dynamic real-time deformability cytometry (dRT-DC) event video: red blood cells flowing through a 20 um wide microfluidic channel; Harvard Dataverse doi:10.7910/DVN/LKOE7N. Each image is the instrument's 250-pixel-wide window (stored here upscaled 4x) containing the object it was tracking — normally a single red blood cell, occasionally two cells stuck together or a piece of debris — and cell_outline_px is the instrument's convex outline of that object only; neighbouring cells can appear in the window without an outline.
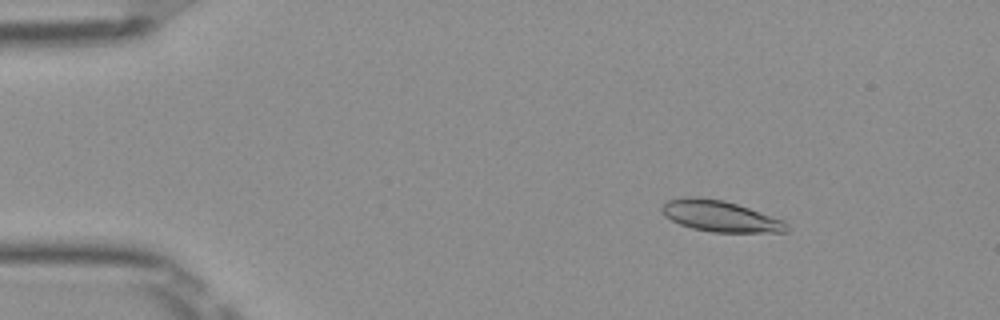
{"species": "Egyptian fruit bat (a non-hibernating species)", "species_latin": "Rousettus aegyptiacus", "temperature_condition": "room temperature", "stored_images_in_passage": 52, "camera_frame_rate_fps": 3000, "um_per_image_px": 0.085, "frame": {"image": 1, "passage_image": 8, "time_ms": 2.333, "image_size_px": [1000, 320], "cell_outline_px": [[788, 232], [712, 232], [692, 228], [680, 224], [664, 216], [660, 208], [668, 200], [684, 196], [696, 196], [724, 200], [784, 220], [788, 224]], "centroid_in_image_um": [61.19, 18.37], "position_along_channel_um": 23.8, "area_um2": 22.6}}
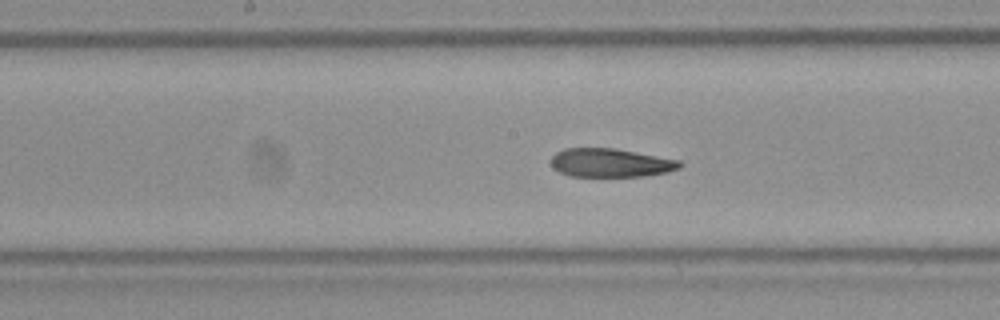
{"frame": {"image": 2, "passage_image": 27, "time_ms": 8.667, "image_size_px": [1000, 320], "cell_outline_px": [[684, 164], [680, 168], [668, 172], [644, 176], [568, 176], [552, 168], [552, 156], [556, 152], [564, 148], [616, 148], [680, 160]], "centroid_in_image_um": [51.92, 13.83], "position_along_channel_um": 196.3, "area_um2": 21.62}}
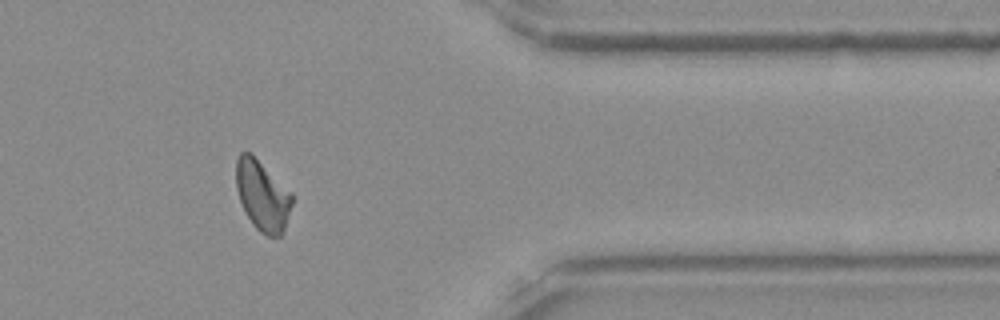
{"frame": {"image": 3, "passage_image": 43, "time_ms": 14.0, "image_size_px": [1000, 320], "cell_outline_px": [[292, 204], [284, 232], [280, 236], [268, 236], [260, 232], [252, 224], [240, 200], [236, 188], [236, 160], [240, 152], [252, 152], [292, 192]], "centroid_in_image_um": [22.32, 16.59], "position_along_channel_um": 389.1, "area_um2": 23.12}, "authors_computed_cell_mechanics": {"area_um2": 22.6287, "velocity_mm_per_s": 3.9644, "shape_relaxation_time_tau1_ms": 7.6745, "shape_relaxation_time_tau2_ms": 4.3862, "deformation_change_tau1": 0.2318, "deformation_change_tau2": 0.098}}